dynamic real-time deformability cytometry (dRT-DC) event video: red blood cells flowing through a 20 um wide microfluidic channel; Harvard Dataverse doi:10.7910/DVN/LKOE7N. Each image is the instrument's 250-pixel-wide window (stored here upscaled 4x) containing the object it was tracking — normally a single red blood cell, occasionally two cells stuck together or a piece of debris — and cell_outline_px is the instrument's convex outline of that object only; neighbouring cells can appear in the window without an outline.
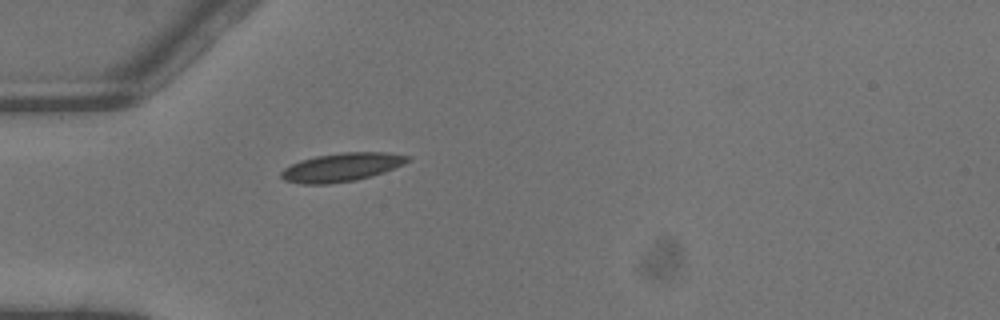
{"species": "common noctule bat (a hibernating species)", "species_latin": "Nyctalus noctula", "temperature_condition": "warm", "stored_images_in_passage": 1, "camera_frame_rate_fps": 3000, "um_per_image_px": 0.085, "animal": {"sex": "male", "body_mass_g": 13.3}, "frame": {"image": 1, "passage_image": 1, "time_ms": 0.0, "image_size_px": [1000, 320], "cell_outline_px": [[412, 160], [404, 164], [384, 172], [372, 176], [356, 180], [328, 184], [300, 184], [284, 180], [280, 176], [280, 172], [284, 168], [300, 160], [316, 156], [340, 152], [388, 152], [412, 156]], "centroid_in_image_um": [29.07, 14.21], "position_along_channel_um": 55.9, "area_um2": 21.27}}